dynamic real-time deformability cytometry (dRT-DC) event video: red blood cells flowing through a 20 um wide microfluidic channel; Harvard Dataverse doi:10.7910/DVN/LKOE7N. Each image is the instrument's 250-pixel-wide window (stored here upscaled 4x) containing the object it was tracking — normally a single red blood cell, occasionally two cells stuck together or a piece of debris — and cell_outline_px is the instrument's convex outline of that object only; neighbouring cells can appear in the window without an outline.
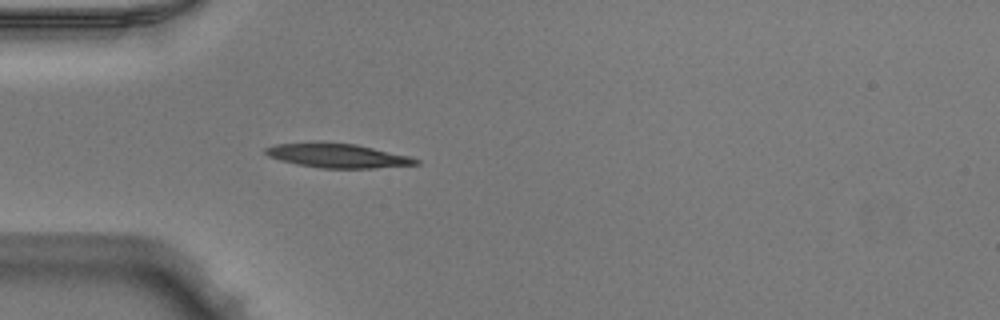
{"species": "Egyptian fruit bat (a non-hibernating species)", "species_latin": "Rousettus aegyptiacus", "temperature_condition": "warm", "stored_images_in_passage": 36, "camera_frame_rate_fps": 3000, "um_per_image_px": 0.085, "animal": {"sex": "male"}, "frame": {"image": 1, "passage_image": 1, "time_ms": 0.0, "image_size_px": [1000, 320], "cell_outline_px": [[420, 164], [372, 168], [320, 168], [296, 164], [280, 160], [268, 156], [264, 152], [264, 148], [276, 144], [316, 140], [356, 144], [408, 156], [420, 160]], "centroid_in_image_um": [28.61, 13.2], "position_along_channel_um": 56.4, "area_um2": 21.56}}
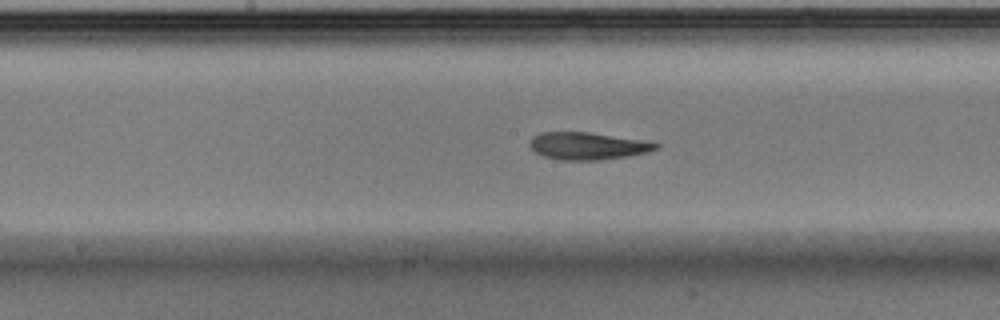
{"frame": {"image": 2, "passage_image": 12, "time_ms": 3.667, "image_size_px": [1000, 320], "cell_outline_px": [[660, 148], [648, 152], [628, 156], [600, 160], [560, 160], [544, 156], [536, 152], [528, 144], [532, 136], [540, 132], [588, 132], [652, 140], [660, 144]], "centroid_in_image_um": [50.03, 12.39], "position_along_channel_um": 198.2, "area_um2": 20.52}}
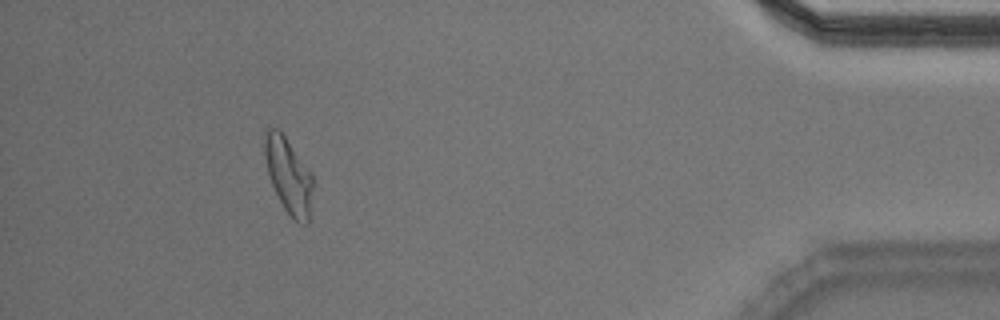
{"frame": {"image": 3, "passage_image": 32, "time_ms": 10.333, "image_size_px": [1000, 320], "cell_outline_px": [[312, 188], [308, 224], [304, 224], [288, 216], [272, 184], [268, 172], [264, 156], [264, 132], [268, 128], [280, 128], [312, 176]], "centroid_in_image_um": [24.49, 14.89], "position_along_channel_um": 410.7, "area_um2": 20.87}, "authors_computed_cell_mechanics": {"area_um2": 20.808, "velocity_mm_per_s": 4.0108, "shape_relaxation_time_tau1_ms": 10.4852, "shape_relaxation_time_tau2_ms": 2.1898, "deformation_change_tau1": 0.324, "deformation_change_tau2": 0.0939}}